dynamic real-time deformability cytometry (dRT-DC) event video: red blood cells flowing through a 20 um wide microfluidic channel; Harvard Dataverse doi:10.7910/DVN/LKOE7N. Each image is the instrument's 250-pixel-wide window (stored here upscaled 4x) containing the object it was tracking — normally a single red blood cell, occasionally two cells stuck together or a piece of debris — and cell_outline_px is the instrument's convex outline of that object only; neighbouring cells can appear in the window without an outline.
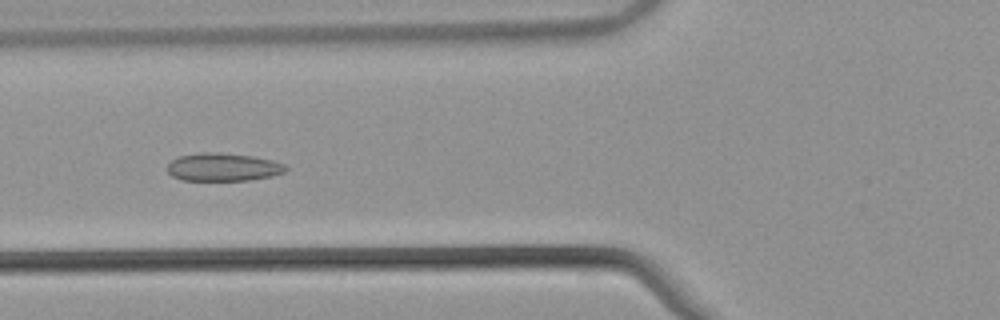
{"species": "common noctule bat (a hibernating species)", "species_latin": "Nyctalus noctula", "temperature_condition": "warm", "stored_images_in_passage": 55, "camera_frame_rate_fps": 3000, "um_per_image_px": 0.085, "animal": {"sex": "male", "body_mass_g": 21.5, "forearm_length_mm": 52.0}, "frame": {"image": 1, "passage_image": 22, "time_ms": 7.0, "image_size_px": [1000, 320], "cell_outline_px": [[288, 168], [284, 172], [272, 176], [248, 180], [180, 180], [172, 176], [168, 172], [168, 164], [172, 160], [180, 156], [200, 152], [220, 152], [252, 156], [272, 160], [284, 164]], "centroid_in_image_um": [18.96, 14.2], "position_along_channel_um": 106.8, "area_um2": 19.31}}
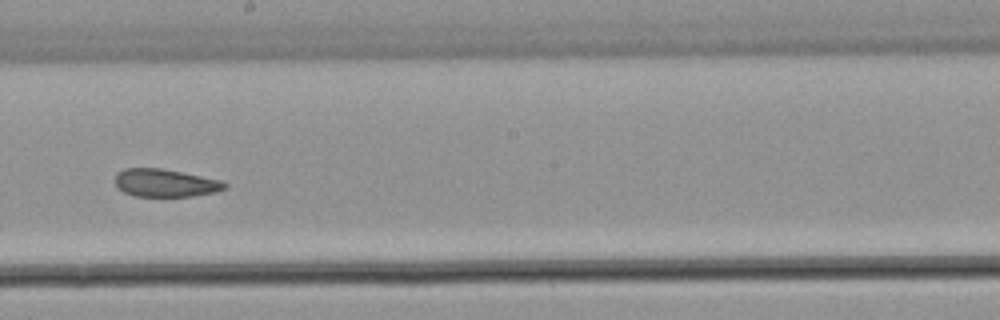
{"frame": {"image": 2, "passage_image": 32, "time_ms": 10.333, "image_size_px": [1000, 320], "cell_outline_px": [[228, 188], [216, 192], [192, 196], [136, 196], [124, 192], [116, 184], [116, 172], [124, 168], [160, 168], [220, 180], [228, 184]], "centroid_in_image_um": [14.06, 15.55], "position_along_channel_um": 234.1, "area_um2": 17.63}}
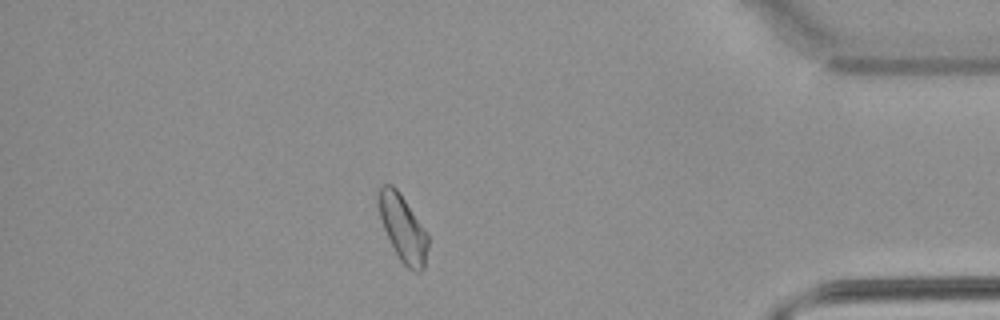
{"frame": {"image": 3, "passage_image": 48, "time_ms": 15.667, "image_size_px": [1000, 320], "cell_outline_px": [[428, 248], [424, 268], [420, 272], [412, 272], [400, 260], [384, 228], [380, 216], [376, 200], [380, 188], [384, 184], [392, 184], [400, 192], [428, 236]], "centroid_in_image_um": [34.23, 19.4], "position_along_channel_um": 401.0, "area_um2": 18.9}, "authors_computed_cell_mechanics": {"area_um2": 19.7676, "velocity_mm_per_s": 3.8339, "shape_relaxation_time_tau1_ms": null, "shape_relaxation_time_tau2_ms": 7.5945, "deformation_change_tau1": null, "deformation_change_tau2": 0.1066}}